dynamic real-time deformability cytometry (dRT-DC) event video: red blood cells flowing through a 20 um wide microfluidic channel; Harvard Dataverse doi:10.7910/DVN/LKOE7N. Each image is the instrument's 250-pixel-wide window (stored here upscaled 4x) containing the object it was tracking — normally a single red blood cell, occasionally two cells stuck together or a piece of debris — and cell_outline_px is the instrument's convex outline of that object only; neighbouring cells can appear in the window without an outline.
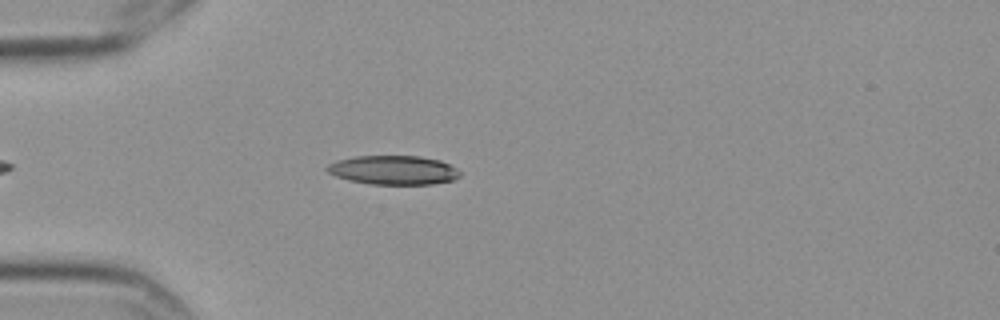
{"species": "Egyptian fruit bat (a non-hibernating species)", "species_latin": "Rousettus aegyptiacus", "temperature_condition": "cold", "stored_images_in_passage": 4, "camera_frame_rate_fps": 3000, "um_per_image_px": 0.085, "frame": {"image": 1, "passage_image": 4, "time_ms": 1.0, "image_size_px": [1000, 320], "cell_outline_px": [[460, 176], [452, 180], [432, 184], [372, 184], [348, 180], [336, 176], [328, 172], [324, 168], [328, 164], [336, 160], [356, 156], [420, 156], [440, 160], [456, 168], [460, 172]], "centroid_in_image_um": [33.42, 14.45], "position_along_channel_um": 51.6, "area_um2": 22.48}}